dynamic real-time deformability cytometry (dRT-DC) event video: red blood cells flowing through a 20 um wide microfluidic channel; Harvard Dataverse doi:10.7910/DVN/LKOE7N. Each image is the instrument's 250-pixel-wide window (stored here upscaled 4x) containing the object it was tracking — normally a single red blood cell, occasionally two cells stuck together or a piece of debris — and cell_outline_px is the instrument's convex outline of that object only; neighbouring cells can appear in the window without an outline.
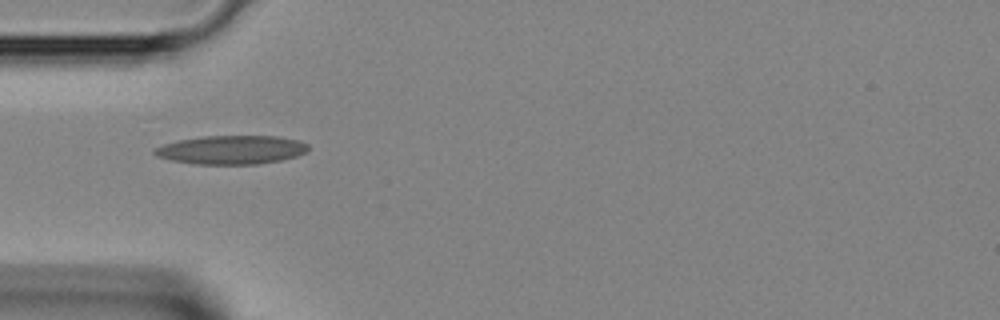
{"species": "Egyptian fruit bat (a non-hibernating species)", "species_latin": "Rousettus aegyptiacus", "temperature_condition": "room temperature", "stored_images_in_passage": 21, "camera_frame_rate_fps": 3000, "um_per_image_px": 0.085, "animal": {"sex": "female"}, "frame": {"image": 1, "passage_image": 1, "time_ms": 0.0, "image_size_px": [1000, 320], "cell_outline_px": [[308, 148], [304, 152], [296, 156], [280, 160], [256, 164], [192, 164], [172, 160], [156, 156], [152, 152], [156, 148], [164, 144], [180, 140], [200, 136], [276, 136], [300, 140], [308, 144]], "centroid_in_image_um": [19.66, 12.73], "position_along_channel_um": 65.3, "area_um2": 25.61}}
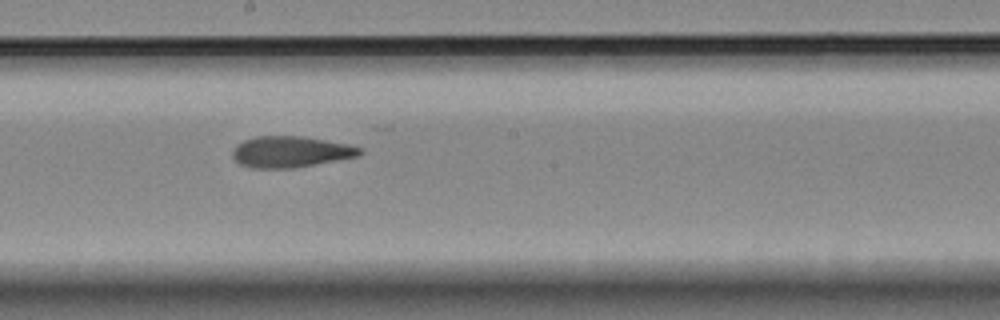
{"frame": {"image": 2, "passage_image": 11, "time_ms": 3.333, "image_size_px": [1000, 320], "cell_outline_px": [[364, 152], [356, 156], [292, 168], [252, 168], [240, 164], [232, 156], [232, 152], [236, 144], [244, 140], [256, 136], [300, 136], [348, 144], [360, 148]], "centroid_in_image_um": [24.64, 12.9], "position_along_channel_um": 223.6, "area_um2": 22.77}}
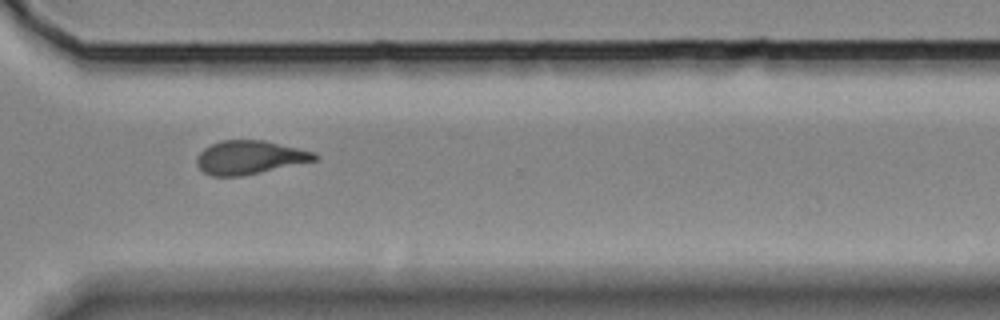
{"frame": {"image": 3, "passage_image": 19, "time_ms": 6.0, "image_size_px": [1000, 320], "cell_outline_px": [[320, 160], [244, 176], [212, 176], [204, 172], [196, 164], [196, 160], [200, 152], [204, 148], [220, 140], [264, 140], [300, 148], [316, 152], [320, 156]], "centroid_in_image_um": [21.29, 13.38], "position_along_channel_um": 349.3, "area_um2": 23.47}}